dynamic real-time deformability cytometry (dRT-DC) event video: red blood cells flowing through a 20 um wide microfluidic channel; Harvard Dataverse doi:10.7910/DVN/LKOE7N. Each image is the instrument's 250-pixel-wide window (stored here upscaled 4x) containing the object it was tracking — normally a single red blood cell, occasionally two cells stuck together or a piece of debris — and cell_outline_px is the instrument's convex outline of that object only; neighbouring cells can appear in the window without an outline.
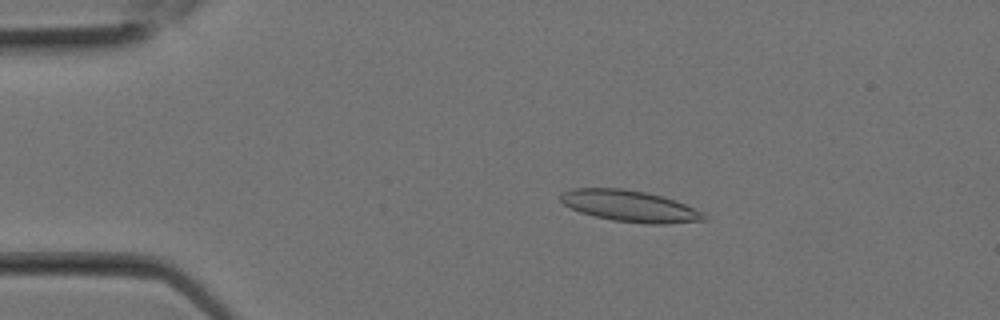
{"species": "Egyptian fruit bat (a non-hibernating species)", "species_latin": "Rousettus aegyptiacus", "temperature_condition": "room temperature", "stored_images_in_passage": 25, "camera_frame_rate_fps": 3000, "um_per_image_px": 0.085, "animal": {"sex": "female"}, "frame": {"image": 1, "passage_image": 5, "time_ms": 1.333, "image_size_px": [1000, 320], "cell_outline_px": [[708, 220], [664, 224], [648, 224], [612, 220], [580, 212], [564, 204], [560, 200], [560, 196], [564, 192], [572, 188], [624, 188], [664, 196], [676, 200], [708, 216]], "centroid_in_image_um": [53.55, 17.51], "position_along_channel_um": 31.4, "area_um2": 26.07}}
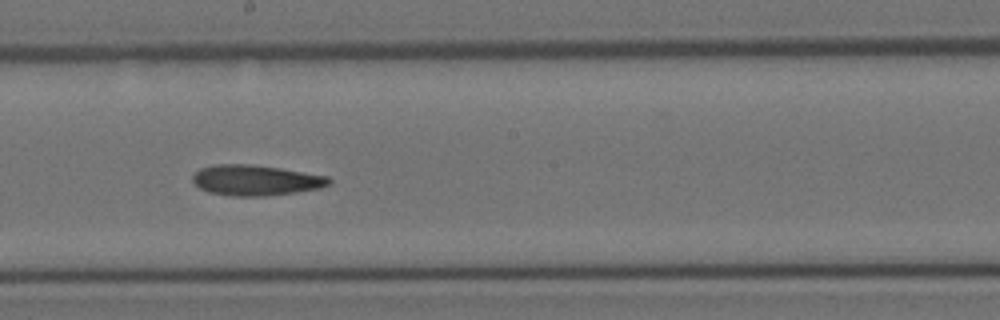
{"frame": {"image": 2, "passage_image": 14, "time_ms": 4.333, "image_size_px": [1000, 320], "cell_outline_px": [[332, 184], [320, 188], [296, 192], [264, 196], [232, 196], [208, 192], [200, 188], [192, 180], [192, 176], [200, 168], [212, 164], [248, 164], [280, 168], [328, 176], [332, 180]], "centroid_in_image_um": [21.74, 15.32], "position_along_channel_um": 226.5, "area_um2": 24.33}}
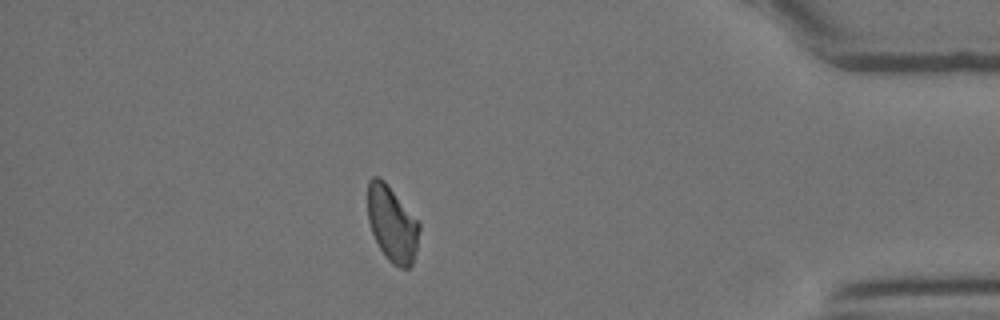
{"frame": {"image": 3, "passage_image": 22, "time_ms": 7.0, "image_size_px": [1000, 320], "cell_outline_px": [[420, 228], [416, 248], [412, 264], [408, 268], [400, 268], [392, 264], [388, 260], [380, 248], [372, 232], [368, 220], [368, 180], [372, 176], [380, 176], [384, 180], [420, 224]], "centroid_in_image_um": [33.31, 19.02], "position_along_channel_um": 401.9, "area_um2": 22.48}}